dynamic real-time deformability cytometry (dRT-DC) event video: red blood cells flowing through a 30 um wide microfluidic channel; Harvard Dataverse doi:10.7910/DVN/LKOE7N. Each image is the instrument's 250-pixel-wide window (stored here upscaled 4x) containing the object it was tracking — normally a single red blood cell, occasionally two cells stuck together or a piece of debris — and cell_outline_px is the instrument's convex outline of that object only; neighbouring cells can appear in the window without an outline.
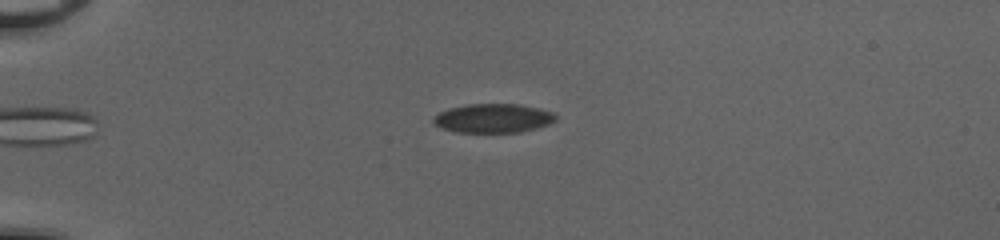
{"species": "common noctule bat (a hibernating species)", "species_latin": "Nyctalus noctula", "temperature_condition": "cold", "stored_images_in_passage": 56, "camera_frame_rate_fps": 3000, "um_per_image_px": 0.085, "animal": {"sex": "female", "body_mass_g": 20.0, "forearm_length_mm": 54.0}, "frame": {"image": 1, "passage_image": 16, "time_ms": 5.0, "image_size_px": [1000, 240], "cell_outline_px": [[556, 120], [548, 124], [520, 132], [456, 132], [444, 128], [436, 124], [432, 120], [440, 112], [448, 108], [468, 104], [520, 104], [552, 112], [556, 116]], "centroid_in_image_um": [41.92, 10.04], "position_along_channel_um": 43.1, "area_um2": 20.35}}
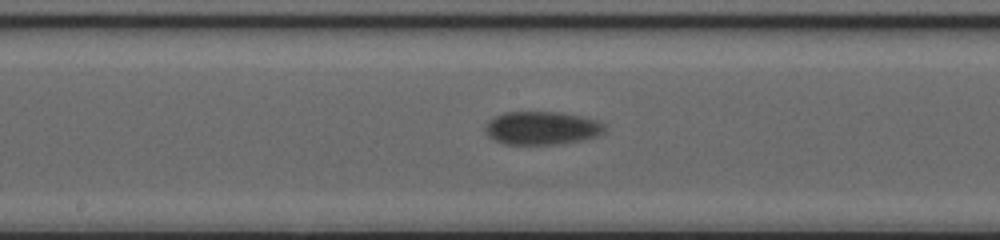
{"frame": {"image": 2, "passage_image": 32, "time_ms": 10.333, "image_size_px": [1000, 240], "cell_outline_px": [[604, 132], [596, 136], [584, 140], [560, 144], [504, 144], [488, 136], [484, 128], [484, 124], [488, 120], [504, 112], [564, 112], [596, 120], [604, 124]], "centroid_in_image_um": [46.04, 10.88], "position_along_channel_um": 202.2, "area_um2": 23.24}}
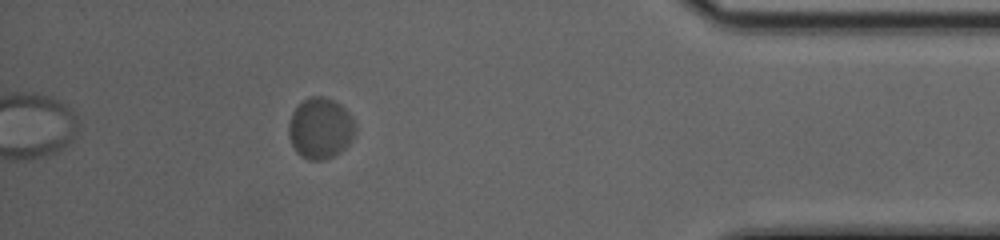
{"frame": {"image": 3, "passage_image": 51, "time_ms": 16.667, "image_size_px": [1000, 240], "cell_outline_px": [[356, 132], [352, 140], [344, 148], [332, 156], [324, 160], [308, 160], [300, 156], [296, 152], [288, 136], [288, 124], [292, 112], [304, 100], [312, 96], [324, 96], [340, 104], [348, 112], [356, 128]], "centroid_in_image_um": [27.21, 10.91], "position_along_channel_um": 408.0, "area_um2": 23.64}, "authors_computed_cell_mechanics": {"area_um2": 22.542, "velocity_mm_per_s": 3.8419, "shape_relaxation_time_tau1_ms": 1.2354, "shape_relaxation_time_tau2_ms": null, "deformation_change_tau1": 0.0487, "deformation_change_tau2": null}}